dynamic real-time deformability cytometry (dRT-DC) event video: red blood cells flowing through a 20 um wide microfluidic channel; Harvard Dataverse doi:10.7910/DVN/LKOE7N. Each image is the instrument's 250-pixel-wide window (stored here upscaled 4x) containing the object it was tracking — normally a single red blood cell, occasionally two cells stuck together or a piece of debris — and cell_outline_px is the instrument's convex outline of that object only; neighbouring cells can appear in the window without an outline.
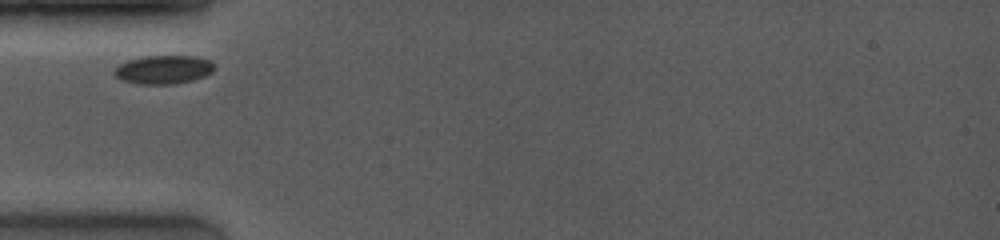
{"species": "common noctule bat (a hibernating species)", "species_latin": "Nyctalus noctula", "temperature_condition": "room temperature", "stored_images_in_passage": 2, "camera_frame_rate_fps": 4000, "um_per_image_px": 0.085, "animal": {"sex": "female", "body_mass_g": 19.0, "forearm_length_mm": 53.3}, "frame": {"image": 1, "passage_image": 1, "time_ms": 0.0, "image_size_px": [1000, 240], "cell_outline_px": [[216, 68], [212, 72], [204, 76], [192, 80], [176, 84], [140, 84], [120, 80], [112, 72], [120, 64], [128, 60], [144, 56], [196, 56], [208, 60]], "centroid_in_image_um": [13.89, 5.92], "position_along_channel_um": 71.1, "area_um2": 16.65}}